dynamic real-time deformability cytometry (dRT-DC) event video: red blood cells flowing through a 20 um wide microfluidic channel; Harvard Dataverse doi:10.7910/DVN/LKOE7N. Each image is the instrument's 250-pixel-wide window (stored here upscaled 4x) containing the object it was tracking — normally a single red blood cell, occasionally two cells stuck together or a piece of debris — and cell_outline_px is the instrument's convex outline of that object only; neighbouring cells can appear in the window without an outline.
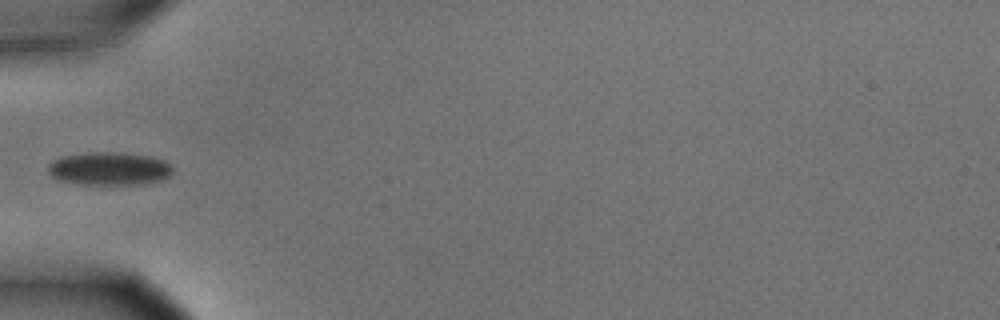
{"species": "common noctule bat (a hibernating species)", "species_latin": "Nyctalus noctula", "temperature_condition": "cold", "stored_images_in_passage": 38, "camera_frame_rate_fps": 3000, "um_per_image_px": 0.085, "animal": {"sex": "male", "body_mass_g": 15.6}, "frame": {"image": 1, "passage_image": 1, "time_ms": 0.0, "image_size_px": [1000, 320], "cell_outline_px": [[172, 172], [168, 176], [160, 180], [144, 184], [76, 184], [60, 180], [52, 176], [48, 172], [48, 164], [52, 160], [64, 156], [92, 152], [120, 152], [152, 156], [164, 160], [172, 168]], "centroid_in_image_um": [9.28, 14.33], "position_along_channel_um": 75.7, "area_um2": 24.04}}
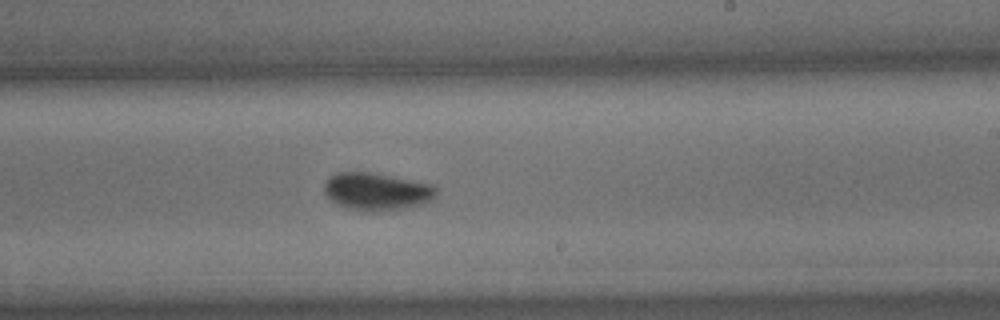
{"frame": {"image": 2, "passage_image": 16, "time_ms": 5.0, "image_size_px": [1000, 320], "cell_outline_px": [[436, 196], [432, 200], [424, 204], [404, 208], [380, 212], [364, 212], [348, 208], [332, 200], [324, 192], [324, 180], [328, 176], [336, 172], [368, 172], [436, 184]], "centroid_in_image_um": [32.04, 16.28], "position_along_channel_um": 257.0, "area_um2": 24.85}}
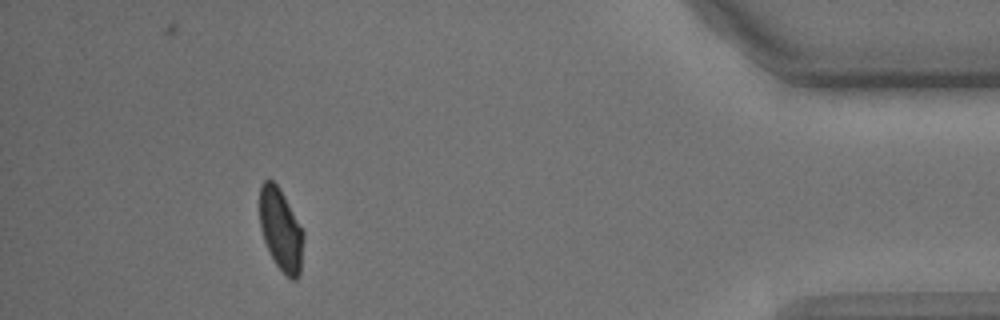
{"frame": {"image": 3, "passage_image": 33, "time_ms": 10.667, "image_size_px": [1000, 320], "cell_outline_px": [[304, 236], [300, 272], [296, 280], [292, 280], [276, 264], [264, 240], [260, 228], [260, 184], [264, 180], [272, 180], [280, 188], [304, 232]], "centroid_in_image_um": [23.87, 19.5], "position_along_channel_um": 411.3, "area_um2": 20.75}, "authors_computed_cell_mechanics": {"area_um2": 23.7558, "velocity_mm_per_s": 3.6141, "shape_relaxation_time_tau1_ms": 2.4966, "shape_relaxation_time_tau2_ms": null, "deformation_change_tau1": 0.0787, "deformation_change_tau2": null}}